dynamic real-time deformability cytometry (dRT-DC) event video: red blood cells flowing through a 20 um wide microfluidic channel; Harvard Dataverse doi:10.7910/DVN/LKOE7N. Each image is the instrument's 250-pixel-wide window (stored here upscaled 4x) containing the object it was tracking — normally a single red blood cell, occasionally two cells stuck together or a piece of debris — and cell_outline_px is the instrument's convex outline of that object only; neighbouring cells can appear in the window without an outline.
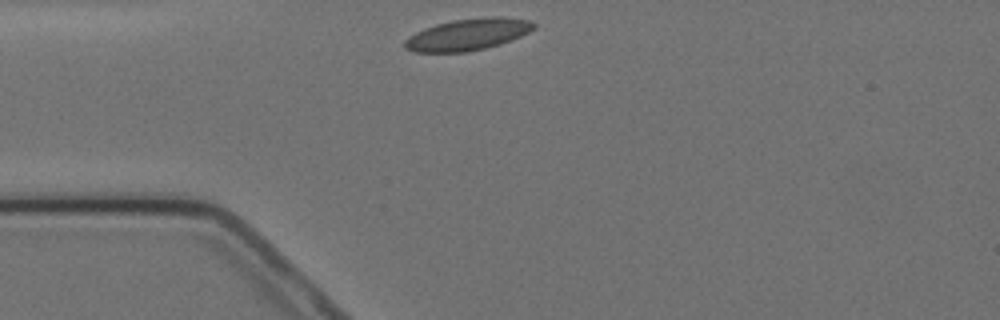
{"species": "Egyptian fruit bat (a non-hibernating species)", "species_latin": "Rousettus aegyptiacus", "temperature_condition": "cold", "stored_images_in_passage": 5, "camera_frame_rate_fps": 3000, "um_per_image_px": 0.085, "animal": {"sex": "female"}, "frame": {"image": 1, "passage_image": 1, "time_ms": 0.0, "image_size_px": [1000, 320], "cell_outline_px": [[536, 28], [520, 36], [500, 44], [484, 48], [464, 52], [416, 52], [404, 48], [404, 40], [408, 36], [424, 28], [436, 24], [452, 20], [488, 16], [496, 16], [532, 20], [536, 24]], "centroid_in_image_um": [39.76, 2.92], "position_along_channel_um": 45.2, "area_um2": 23.87}}
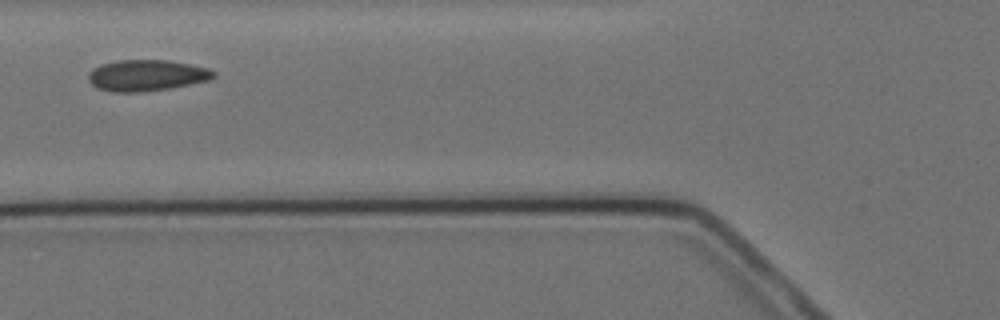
{"frame": {"image": 2, "passage_image": 3, "time_ms": 2.333, "image_size_px": [1000, 320], "cell_outline_px": [[216, 76], [212, 80], [168, 88], [140, 92], [112, 92], [96, 88], [88, 80], [88, 72], [100, 64], [116, 60], [168, 60], [208, 68], [216, 72]], "centroid_in_image_um": [12.45, 6.41], "position_along_channel_um": 113.3, "area_um2": 22.89}}
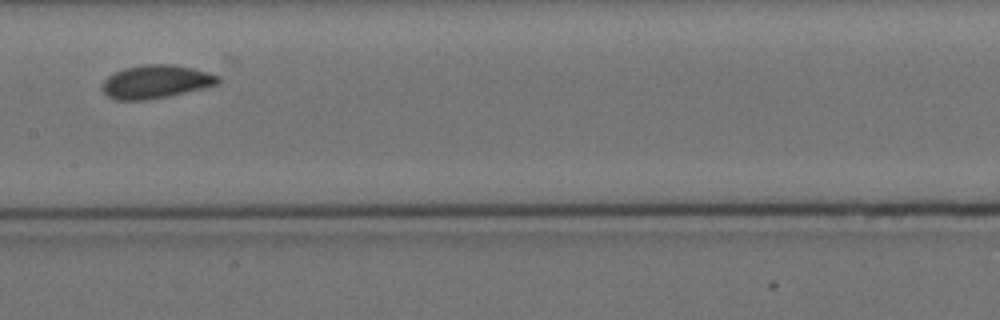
{"frame": {"image": 3, "passage_image": 5, "time_ms": 4.667, "image_size_px": [1000, 320], "cell_outline_px": [[220, 80], [216, 84], [168, 96], [148, 100], [116, 100], [108, 96], [104, 92], [104, 80], [112, 72], [124, 68], [144, 64], [172, 64], [192, 68], [208, 72], [220, 76]], "centroid_in_image_um": [13.22, 6.93], "position_along_channel_um": 194.2, "area_um2": 22.25}}